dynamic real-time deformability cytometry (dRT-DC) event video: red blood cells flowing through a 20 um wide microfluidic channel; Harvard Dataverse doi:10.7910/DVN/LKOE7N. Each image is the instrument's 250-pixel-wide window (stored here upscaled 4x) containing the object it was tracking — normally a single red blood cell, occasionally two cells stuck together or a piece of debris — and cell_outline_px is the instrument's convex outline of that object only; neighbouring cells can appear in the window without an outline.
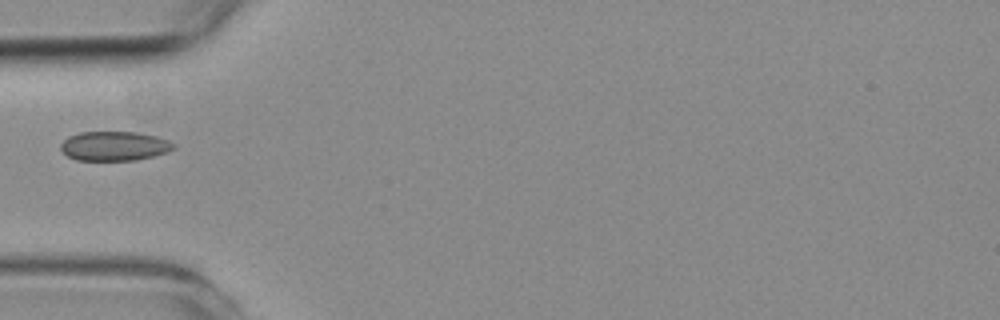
{"species": "common noctule bat (a hibernating species)", "species_latin": "Nyctalus noctula", "temperature_condition": "room temperature", "stored_images_in_passage": 38, "camera_frame_rate_fps": 3000, "um_per_image_px": 0.085, "animal": {"sex": "female", "body_mass_g": 19.3, "forearm_length_mm": 54.1}, "frame": {"image": 1, "passage_image": 1, "time_ms": 0.0, "image_size_px": [1000, 320], "cell_outline_px": [[176, 148], [168, 152], [136, 160], [76, 160], [68, 156], [60, 148], [60, 144], [68, 136], [80, 132], [136, 132], [156, 136], [168, 140], [176, 144]], "centroid_in_image_um": [9.73, 12.41], "position_along_channel_um": 75.3, "area_um2": 19.36}}
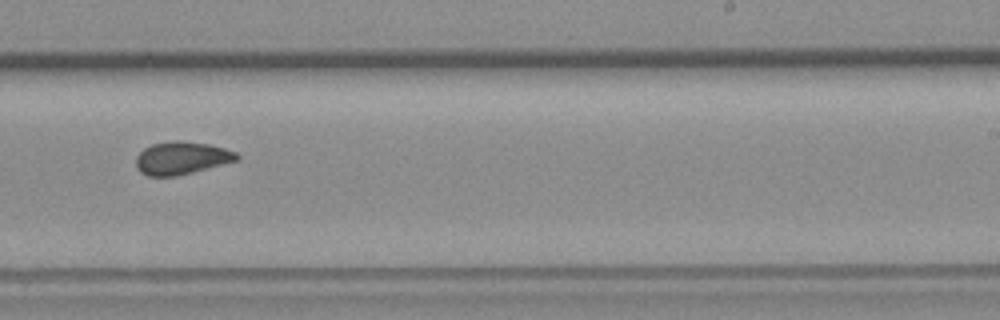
{"frame": {"image": 2, "passage_image": 17, "time_ms": 5.333, "image_size_px": [1000, 320], "cell_outline_px": [[240, 160], [176, 176], [148, 176], [140, 172], [136, 168], [136, 156], [144, 148], [152, 144], [172, 140], [180, 140], [208, 144], [224, 148], [236, 152], [240, 156]], "centroid_in_image_um": [15.43, 13.43], "position_along_channel_um": 273.6, "area_um2": 19.36}}
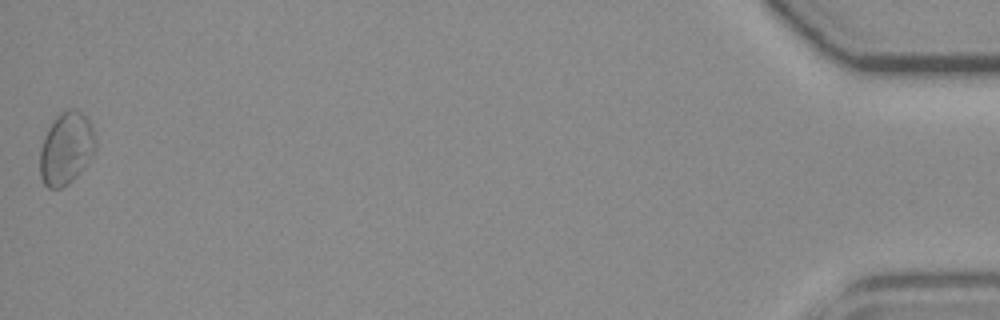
{"frame": {"image": 3, "passage_image": 38, "time_ms": 12.333, "image_size_px": [1000, 320], "cell_outline_px": [[96, 148], [76, 176], [68, 184], [60, 188], [48, 188], [44, 184], [40, 176], [40, 148], [44, 136], [52, 120], [60, 112], [68, 108], [76, 108], [88, 120], [92, 128], [96, 140]], "centroid_in_image_um": [5.59, 12.59], "position_along_channel_um": 429.6, "area_um2": 23.29}}